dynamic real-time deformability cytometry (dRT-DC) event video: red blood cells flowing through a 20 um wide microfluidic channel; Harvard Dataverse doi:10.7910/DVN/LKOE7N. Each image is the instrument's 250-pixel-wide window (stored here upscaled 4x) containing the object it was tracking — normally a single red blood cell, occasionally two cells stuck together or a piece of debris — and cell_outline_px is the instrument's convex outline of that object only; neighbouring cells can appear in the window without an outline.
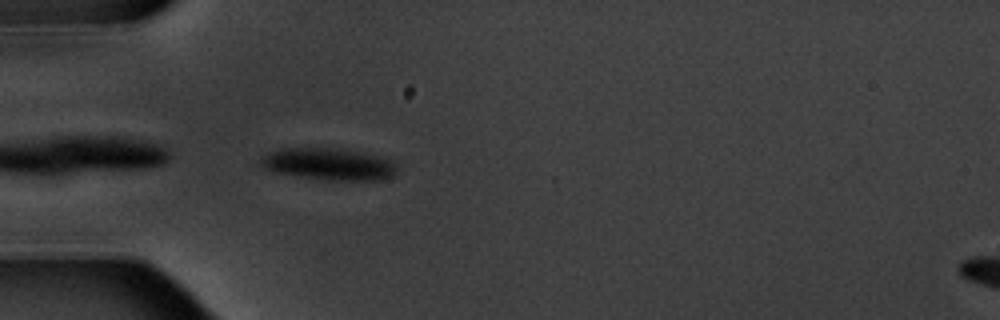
{"species": "common noctule bat (a hibernating species)", "species_latin": "Nyctalus noctula", "temperature_condition": "warm", "stored_images_in_passage": 5, "camera_frame_rate_fps": 3000, "um_per_image_px": 0.085, "animal": {"sex": "male", "body_mass_g": 20.1, "forearm_length_mm": 53.5}, "frame": {"image": 1, "passage_image": 5, "time_ms": 4.667, "image_size_px": [1000, 320], "cell_outline_px": [[396, 172], [392, 176], [380, 180], [328, 180], [276, 172], [264, 168], [260, 164], [260, 156], [268, 152], [280, 148], [340, 148], [380, 156], [388, 160], [396, 168]], "centroid_in_image_um": [27.89, 13.93], "position_along_channel_um": 57.1, "area_um2": 25.14}}